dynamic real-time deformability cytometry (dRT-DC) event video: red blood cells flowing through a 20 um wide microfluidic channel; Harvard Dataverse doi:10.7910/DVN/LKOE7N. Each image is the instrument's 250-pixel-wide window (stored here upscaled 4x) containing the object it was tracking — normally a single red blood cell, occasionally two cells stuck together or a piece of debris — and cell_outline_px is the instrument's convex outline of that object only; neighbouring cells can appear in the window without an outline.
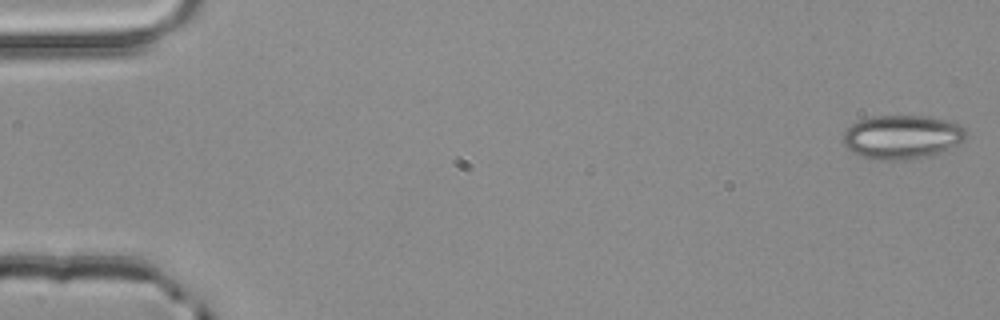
{"species": "common noctule bat (a hibernating species)", "species_latin": "Nyctalus noctula", "temperature_condition": "room temperature", "stored_images_in_passage": 5, "segment_of_instrument_passage": [1, 2], "camera_frame_rate_fps": 3000, "um_per_image_px": 0.085, "animal": {"sex": "male", "body_mass_g": 20.4}, "frame": {"image": 1, "passage_image": 1, "time_ms": 0.0, "image_size_px": [1000, 320], "cell_outline_px": [[968, 136], [964, 140], [948, 148], [928, 156], [904, 160], [876, 160], [860, 156], [852, 152], [844, 144], [844, 132], [852, 124], [868, 116], [928, 116], [944, 120], [956, 124], [964, 128], [968, 132]], "centroid_in_image_um": [76.65, 11.64], "position_along_channel_um": 8.3, "area_um2": 31.27}}